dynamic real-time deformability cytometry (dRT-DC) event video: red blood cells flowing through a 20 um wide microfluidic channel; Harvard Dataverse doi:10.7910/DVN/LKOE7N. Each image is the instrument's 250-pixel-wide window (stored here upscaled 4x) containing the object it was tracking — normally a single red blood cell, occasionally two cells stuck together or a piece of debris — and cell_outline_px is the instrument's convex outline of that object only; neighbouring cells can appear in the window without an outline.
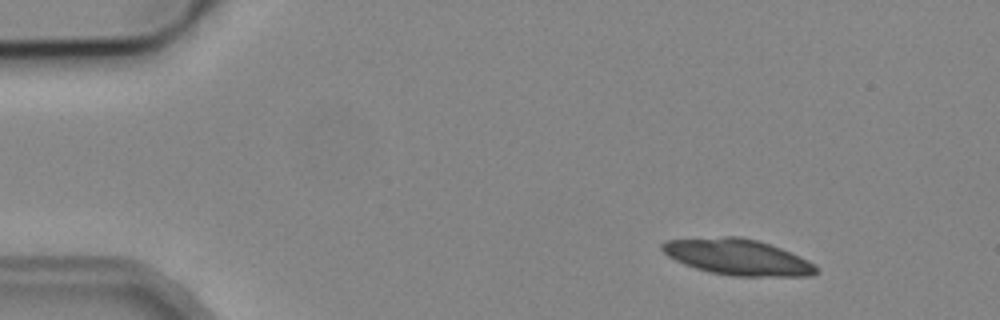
{"species": "common noctule bat (a hibernating species)", "species_latin": "Nyctalus noctula", "temperature_condition": "cold", "stored_images_in_passage": 5, "camera_frame_rate_fps": 3000, "um_per_image_px": 0.085, "animal": {"sex": "male", "body_mass_g": 19.2, "forearm_length_mm": 51.8}, "frame": {"image": 1, "passage_image": 1, "time_ms": 0.0, "image_size_px": [1000, 320], "cell_outline_px": [[816, 272], [812, 276], [732, 276], [712, 272], [696, 268], [684, 264], [668, 256], [660, 248], [660, 244], [664, 240], [724, 236], [740, 236], [756, 240], [780, 248], [800, 256], [816, 264]], "centroid_in_image_um": [62.68, 21.84], "position_along_channel_um": 22.3, "area_um2": 32.19}}